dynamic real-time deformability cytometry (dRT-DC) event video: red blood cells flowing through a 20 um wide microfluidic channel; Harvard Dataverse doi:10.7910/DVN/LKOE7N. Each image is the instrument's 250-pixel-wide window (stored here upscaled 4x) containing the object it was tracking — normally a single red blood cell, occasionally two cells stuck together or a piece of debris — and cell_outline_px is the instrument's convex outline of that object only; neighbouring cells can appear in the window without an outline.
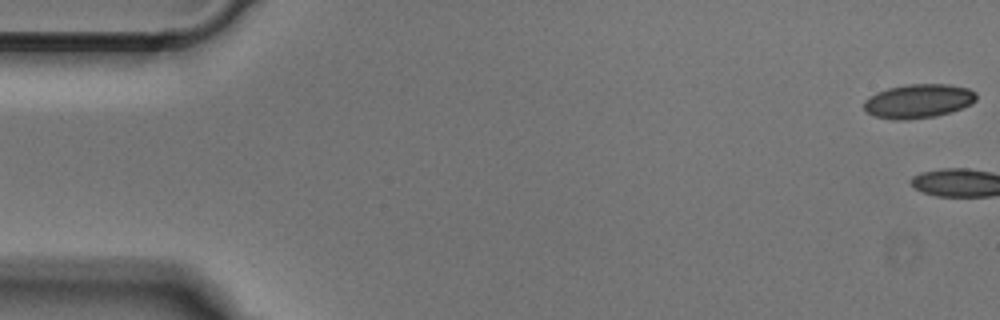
{"species": "Egyptian fruit bat (a non-hibernating species)", "species_latin": "Rousettus aegyptiacus", "temperature_condition": "cold", "stored_images_in_passage": 3, "camera_frame_rate_fps": 3000, "um_per_image_px": 0.085, "animal": {"sex": "male"}, "frame": {"image": 1, "passage_image": 1, "time_ms": 0.0, "image_size_px": [1000, 320], "cell_outline_px": [[976, 100], [972, 104], [952, 112], [936, 116], [908, 120], [892, 120], [876, 116], [868, 112], [864, 108], [864, 100], [876, 92], [888, 88], [904, 84], [948, 84], [968, 88], [976, 92]], "centroid_in_image_um": [78.08, 8.59], "position_along_channel_um": 6.9, "area_um2": 22.48}}